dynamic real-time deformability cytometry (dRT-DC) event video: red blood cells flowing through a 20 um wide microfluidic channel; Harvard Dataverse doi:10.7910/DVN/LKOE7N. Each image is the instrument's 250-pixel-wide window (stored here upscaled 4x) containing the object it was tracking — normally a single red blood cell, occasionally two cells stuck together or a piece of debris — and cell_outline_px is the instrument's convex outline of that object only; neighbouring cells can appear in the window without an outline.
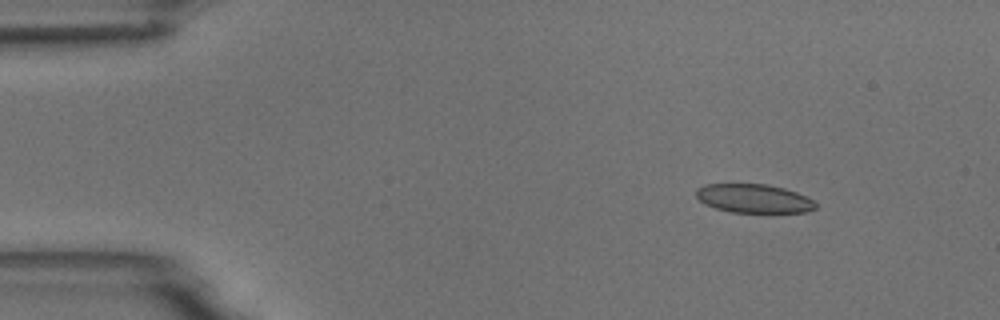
{"species": "common noctule bat (a hibernating species)", "species_latin": "Nyctalus noctula", "temperature_condition": "room temperature", "stored_images_in_passage": 9, "camera_frame_rate_fps": 3000, "um_per_image_px": 0.085, "animal": {"sex": "male", "body_mass_g": 18.8}, "frame": {"image": 1, "passage_image": 1, "time_ms": 0.0, "image_size_px": [1000, 320], "cell_outline_px": [[816, 208], [808, 212], [732, 212], [716, 208], [704, 204], [696, 196], [696, 188], [704, 184], [764, 184], [784, 188], [796, 192], [812, 200], [816, 204]], "centroid_in_image_um": [64.04, 16.87], "position_along_channel_um": 21.0, "area_um2": 19.88}}
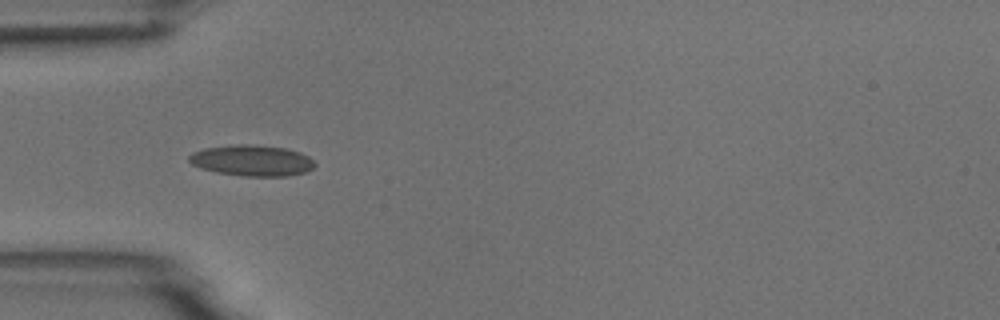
{"frame": {"image": 2, "passage_image": 4, "time_ms": 3.333, "image_size_px": [1000, 320], "cell_outline_px": [[316, 164], [312, 168], [304, 172], [288, 176], [244, 176], [216, 172], [200, 168], [192, 164], [188, 160], [188, 156], [192, 152], [204, 148], [236, 144], [248, 144], [284, 148], [300, 152], [308, 156]], "centroid_in_image_um": [21.38, 13.64], "position_along_channel_um": 63.6, "area_um2": 22.66}}
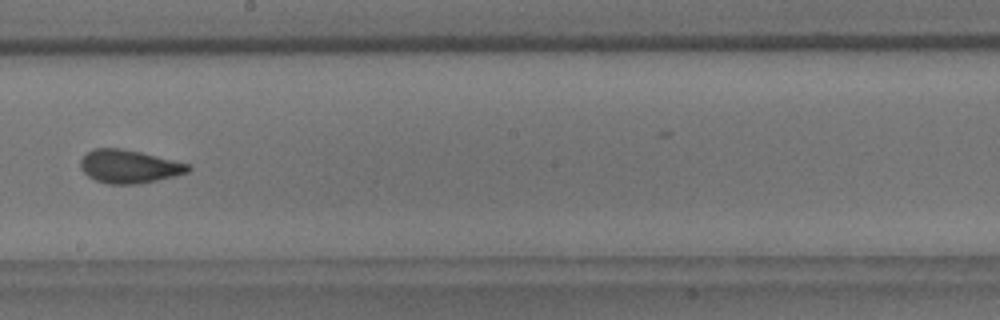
{"frame": {"image": 3, "passage_image": 8, "time_ms": 8.0, "image_size_px": [1000, 320], "cell_outline_px": [[192, 168], [188, 172], [156, 180], [136, 184], [108, 184], [96, 180], [88, 176], [80, 168], [80, 160], [92, 148], [120, 148], [140, 152], [192, 164]], "centroid_in_image_um": [10.97, 14.14], "position_along_channel_um": 237.2, "area_um2": 20.81}}